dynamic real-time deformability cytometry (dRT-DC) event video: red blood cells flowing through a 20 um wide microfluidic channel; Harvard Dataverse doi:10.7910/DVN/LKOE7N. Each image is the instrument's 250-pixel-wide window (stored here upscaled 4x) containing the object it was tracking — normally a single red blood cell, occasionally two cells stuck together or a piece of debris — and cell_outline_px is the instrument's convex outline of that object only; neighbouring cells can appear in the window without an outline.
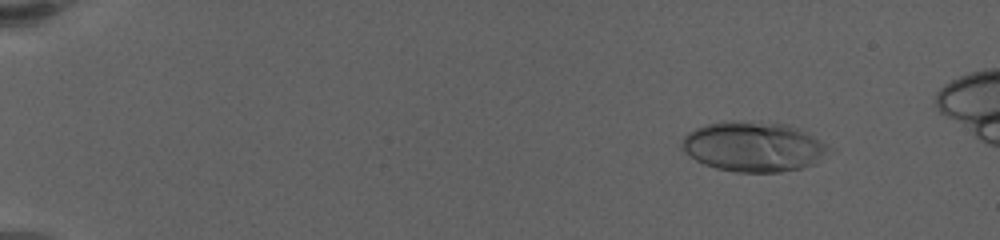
{"species": "human", "species_latin": "Homo sapiens", "temperature_condition": "warm", "stored_images_in_passage": 31, "camera_frame_rate_fps": 3000, "um_per_image_px": 0.085, "donor": {"sex": "female"}, "frame": {"image": 1, "passage_image": 7, "time_ms": 2.667, "image_size_px": [1000, 240], "cell_outline_px": [[832, 148], [812, 164], [800, 168], [780, 172], [736, 172], [716, 168], [704, 164], [696, 160], [684, 152], [680, 148], [680, 144], [684, 136], [688, 132], [696, 128], [708, 124], [788, 124], [820, 140]], "centroid_in_image_um": [64.01, 12.52], "position_along_channel_um": 21.0, "area_um2": 41.33}}
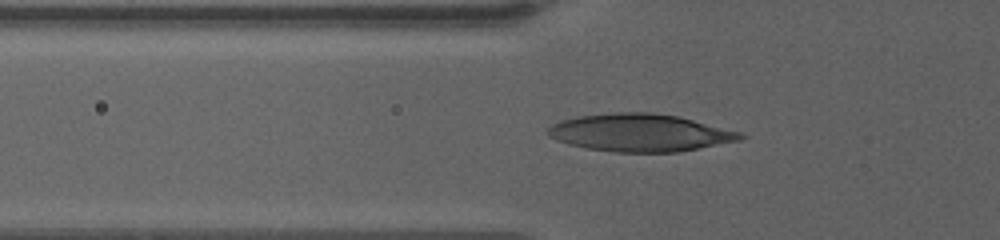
{"frame": {"image": 2, "passage_image": 25, "time_ms": 8.0, "image_size_px": [1000, 240], "cell_outline_px": [[748, 136], [740, 140], [676, 152], [616, 152], [588, 148], [568, 144], [556, 140], [548, 136], [548, 128], [552, 124], [560, 120], [580, 116], [612, 112], [652, 112], [676, 116], [740, 132]], "centroid_in_image_um": [54.36, 11.28], "position_along_channel_um": 71.4, "area_um2": 41.79}}
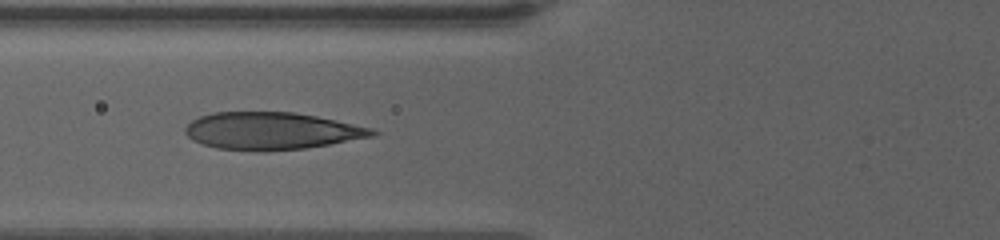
{"frame": {"image": 3, "passage_image": 30, "time_ms": 9.0, "image_size_px": [1000, 240], "cell_outline_px": [[380, 132], [376, 136], [304, 148], [260, 152], [256, 152], [216, 148], [192, 140], [184, 132], [184, 128], [192, 120], [200, 116], [212, 112], [296, 112], [316, 116], [372, 128]], "centroid_in_image_um": [23.06, 11.13], "position_along_channel_um": 102.7, "area_um2": 40.81}}